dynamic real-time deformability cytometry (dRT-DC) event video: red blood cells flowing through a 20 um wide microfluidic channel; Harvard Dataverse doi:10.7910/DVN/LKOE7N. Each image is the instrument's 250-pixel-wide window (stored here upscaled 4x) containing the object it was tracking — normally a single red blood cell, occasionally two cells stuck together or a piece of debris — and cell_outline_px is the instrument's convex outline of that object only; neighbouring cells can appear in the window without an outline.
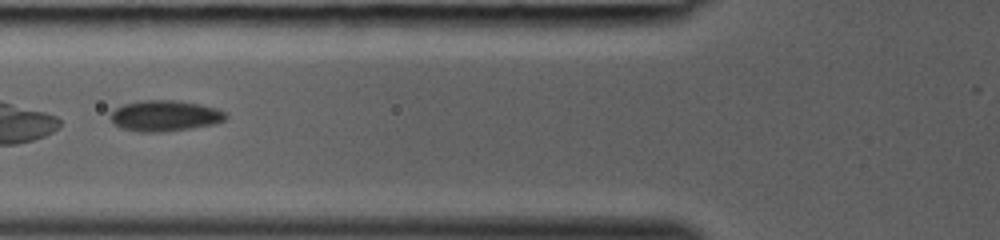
{"species": "common noctule bat (a hibernating species)", "species_latin": "Nyctalus noctula", "temperature_condition": "room temperature", "stored_images_in_passage": 23, "camera_frame_rate_fps": 3000, "um_per_image_px": 0.085, "animal": {"sex": "female", "body_mass_g": 19.0, "forearm_length_mm": 53.3}, "frame": {"image": 1, "passage_image": 3, "time_ms": 0.667, "image_size_px": [1000, 240], "cell_outline_px": [[228, 116], [224, 120], [216, 124], [164, 132], [140, 132], [120, 128], [108, 116], [116, 108], [124, 104], [140, 100], [176, 100], [200, 104], [216, 108], [224, 112]], "centroid_in_image_um": [14.01, 9.84], "position_along_channel_um": 111.8, "area_um2": 20.81}}
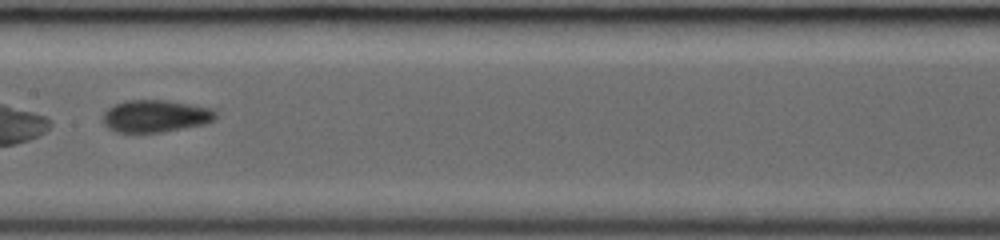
{"frame": {"image": 2, "passage_image": 8, "time_ms": 2.333, "image_size_px": [1000, 240], "cell_outline_px": [[216, 116], [212, 120], [204, 124], [184, 128], [160, 132], [116, 132], [108, 128], [104, 124], [104, 112], [112, 104], [124, 100], [164, 100], [212, 108], [216, 112]], "centroid_in_image_um": [13.18, 9.86], "position_along_channel_um": 194.2, "area_um2": 21.1}}
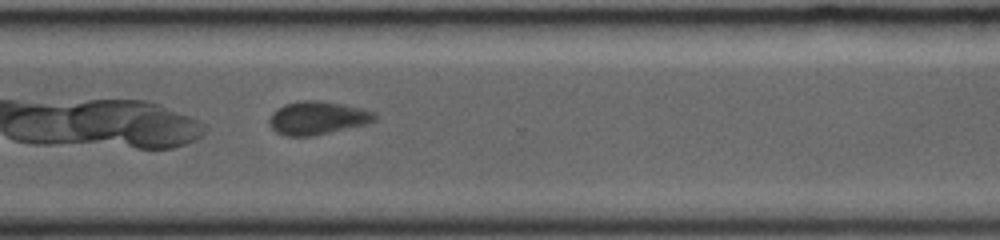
{"frame": {"image": 3, "passage_image": 17, "time_ms": 5.333, "image_size_px": [1000, 240], "cell_outline_px": [[380, 116], [376, 120], [364, 124], [312, 136], [288, 136], [276, 132], [272, 128], [268, 120], [272, 112], [276, 108], [284, 104], [300, 100], [320, 100], [360, 108], [376, 112]], "centroid_in_image_um": [26.97, 10.01], "position_along_channel_um": 343.6, "area_um2": 20.4}}